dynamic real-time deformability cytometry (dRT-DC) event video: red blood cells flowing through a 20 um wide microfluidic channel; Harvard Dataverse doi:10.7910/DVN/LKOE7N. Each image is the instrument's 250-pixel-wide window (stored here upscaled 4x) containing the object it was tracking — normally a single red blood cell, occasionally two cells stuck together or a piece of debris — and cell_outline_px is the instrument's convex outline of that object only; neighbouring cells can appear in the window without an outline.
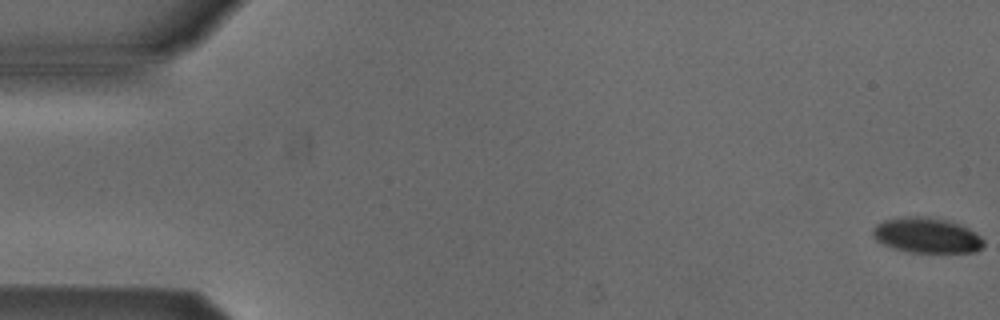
{"species": "Egyptian fruit bat (a non-hibernating species)", "species_latin": "Rousettus aegyptiacus", "temperature_condition": "cold", "stored_images_in_passage": 6, "camera_frame_rate_fps": 3000, "um_per_image_px": 0.085, "animal": {"sex": "male"}, "frame": {"image": 1, "passage_image": 1, "time_ms": 0.0, "image_size_px": [1000, 320], "cell_outline_px": [[984, 244], [976, 252], [908, 252], [884, 244], [876, 240], [872, 232], [872, 228], [876, 224], [884, 220], [904, 216], [924, 216], [948, 220], [960, 224], [968, 228], [980, 236], [984, 240]], "centroid_in_image_um": [78.77, 19.99], "position_along_channel_um": 6.2, "area_um2": 22.77}}
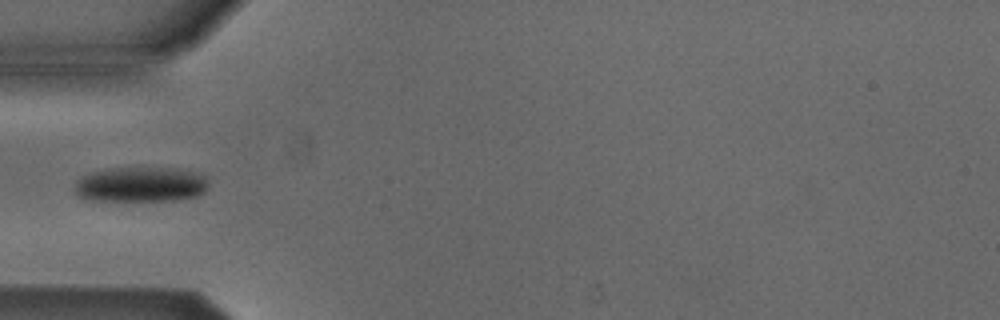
{"frame": {"image": 2, "passage_image": 5, "time_ms": 5.667, "image_size_px": [1000, 320], "cell_outline_px": [[208, 188], [204, 192], [196, 196], [176, 200], [92, 200], [80, 196], [72, 192], [76, 180], [80, 176], [92, 172], [108, 168], [176, 168], [192, 172], [204, 176], [208, 184]], "centroid_in_image_um": [11.91, 15.68], "position_along_channel_um": 73.1, "area_um2": 27.34}}